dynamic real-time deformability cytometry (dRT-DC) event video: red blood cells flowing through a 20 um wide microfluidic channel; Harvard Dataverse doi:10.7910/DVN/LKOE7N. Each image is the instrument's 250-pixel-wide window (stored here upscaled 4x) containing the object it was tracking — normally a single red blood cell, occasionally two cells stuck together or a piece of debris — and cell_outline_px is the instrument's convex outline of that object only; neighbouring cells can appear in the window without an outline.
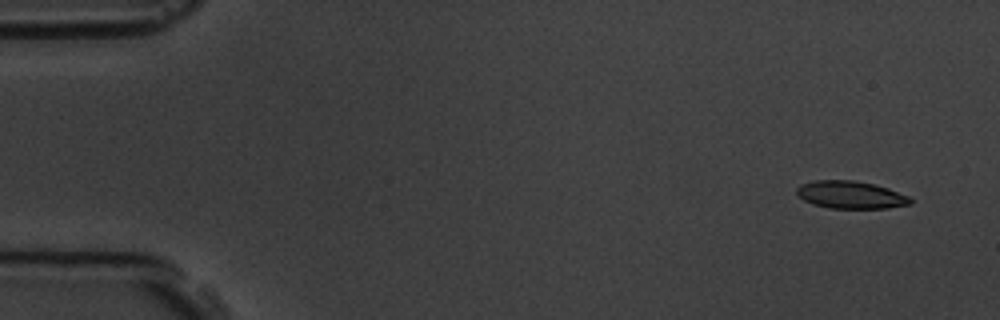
{"species": "common noctule bat (a hibernating species)", "species_latin": "Nyctalus noctula", "temperature_condition": "room temperature", "stored_images_in_passage": 5, "camera_frame_rate_fps": 3000, "um_per_image_px": 0.085, "animal": {"sex": "male", "body_mass_g": 19.5, "forearm_length_mm": 54.6}, "frame": {"image": 1, "passage_image": 1, "time_ms": 0.0, "image_size_px": [1000, 320], "cell_outline_px": [[912, 204], [888, 208], [828, 208], [812, 204], [804, 200], [796, 192], [796, 188], [800, 184], [812, 180], [852, 180], [876, 184], [888, 188], [908, 196], [912, 200]], "centroid_in_image_um": [72.3, 16.55], "position_along_channel_um": 12.7, "area_um2": 18.38}}